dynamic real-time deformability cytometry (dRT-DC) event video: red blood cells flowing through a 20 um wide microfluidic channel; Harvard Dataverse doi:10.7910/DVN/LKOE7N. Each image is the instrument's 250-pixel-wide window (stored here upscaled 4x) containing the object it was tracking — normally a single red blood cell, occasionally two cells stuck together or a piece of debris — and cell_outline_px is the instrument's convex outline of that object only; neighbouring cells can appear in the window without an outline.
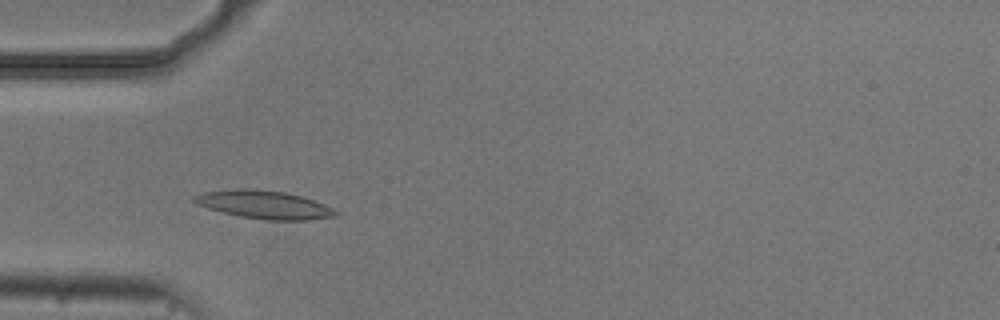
{"species": "common noctule bat (a hibernating species)", "species_latin": "Nyctalus noctula", "temperature_condition": "cold", "stored_images_in_passage": 52, "camera_frame_rate_fps": 3000, "um_per_image_px": 0.085, "animal": {"sex": "male", "body_mass_g": 20.5, "forearm_length_mm": 52.5}, "frame": {"image": 1, "passage_image": 14, "time_ms": 4.333, "image_size_px": [1000, 320], "cell_outline_px": [[340, 212], [336, 216], [308, 220], [268, 220], [240, 216], [208, 208], [192, 200], [192, 196], [204, 192], [240, 188], [252, 188], [284, 192], [300, 196], [324, 204]], "centroid_in_image_um": [22.47, 17.39], "position_along_channel_um": 62.5, "area_um2": 22.95}}
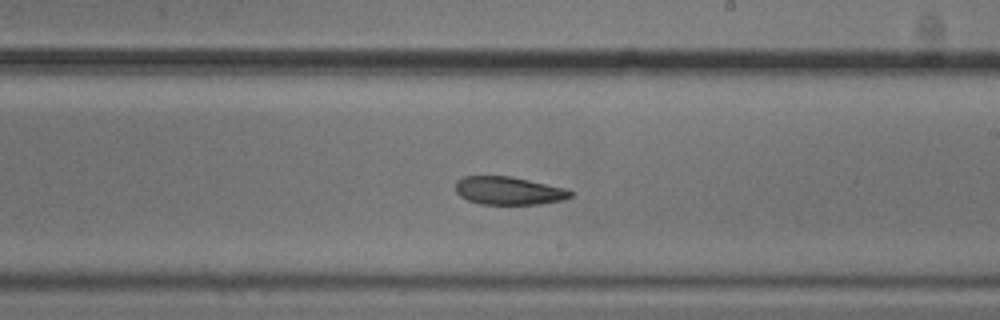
{"frame": {"image": 2, "passage_image": 29, "time_ms": 9.333, "image_size_px": [1000, 320], "cell_outline_px": [[572, 196], [564, 200], [540, 204], [480, 204], [468, 200], [460, 196], [456, 192], [456, 180], [464, 176], [508, 176], [528, 180], [564, 188], [572, 192]], "centroid_in_image_um": [43.21, 16.21], "position_along_channel_um": 245.8, "area_um2": 18.67}}
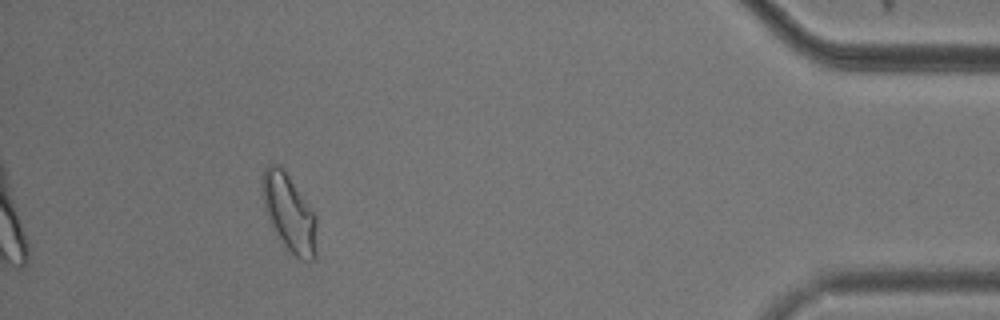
{"frame": {"image": 3, "passage_image": 47, "time_ms": 15.333, "image_size_px": [1000, 320], "cell_outline_px": [[316, 256], [312, 260], [300, 260], [288, 252], [284, 248], [276, 236], [272, 228], [264, 208], [260, 184], [264, 168], [268, 164], [280, 164], [284, 168], [316, 216]], "centroid_in_image_um": [24.54, 18.11], "position_along_channel_um": 410.7, "area_um2": 25.09}, "authors_computed_cell_mechanics": {"area_um2": 21.0103, "velocity_mm_per_s": 3.6898, "shape_relaxation_time_tau1_ms": null, "shape_relaxation_time_tau2_ms": 4.6889, "deformation_change_tau1": null, "deformation_change_tau2": 0.11}}